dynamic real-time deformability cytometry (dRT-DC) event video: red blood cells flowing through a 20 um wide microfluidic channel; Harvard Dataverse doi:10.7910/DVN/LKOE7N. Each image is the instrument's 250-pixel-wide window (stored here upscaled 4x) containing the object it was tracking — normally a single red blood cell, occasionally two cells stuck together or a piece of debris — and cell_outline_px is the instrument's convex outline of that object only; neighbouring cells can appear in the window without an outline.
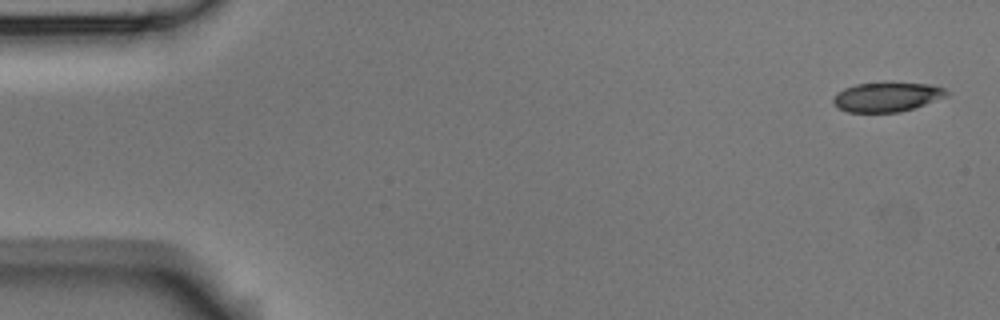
{"species": "Egyptian fruit bat (a non-hibernating species)", "species_latin": "Rousettus aegyptiacus", "temperature_condition": "room temperature", "stored_images_in_passage": 4, "camera_frame_rate_fps": 3000, "um_per_image_px": 0.085, "animal": {"sex": "male"}, "frame": {"image": 1, "passage_image": 1, "time_ms": 0.0, "image_size_px": [1000, 320], "cell_outline_px": [[952, 92], [948, 96], [900, 112], [848, 112], [840, 108], [832, 100], [836, 92], [844, 88], [856, 84], [884, 80], [928, 84], [944, 88]], "centroid_in_image_um": [75.41, 8.19], "position_along_channel_um": 9.6, "area_um2": 20.0}}
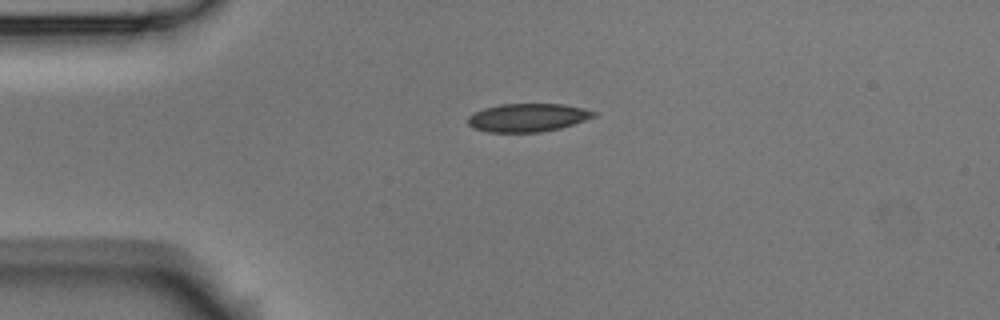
{"frame": {"image": 2, "passage_image": 4, "time_ms": 3.667, "image_size_px": [1000, 320], "cell_outline_px": [[596, 116], [560, 128], [540, 132], [488, 132], [472, 128], [468, 124], [468, 116], [484, 108], [500, 104], [564, 104], [584, 108], [596, 112]], "centroid_in_image_um": [44.84, 9.99], "position_along_channel_um": 40.2, "area_um2": 20.63}}